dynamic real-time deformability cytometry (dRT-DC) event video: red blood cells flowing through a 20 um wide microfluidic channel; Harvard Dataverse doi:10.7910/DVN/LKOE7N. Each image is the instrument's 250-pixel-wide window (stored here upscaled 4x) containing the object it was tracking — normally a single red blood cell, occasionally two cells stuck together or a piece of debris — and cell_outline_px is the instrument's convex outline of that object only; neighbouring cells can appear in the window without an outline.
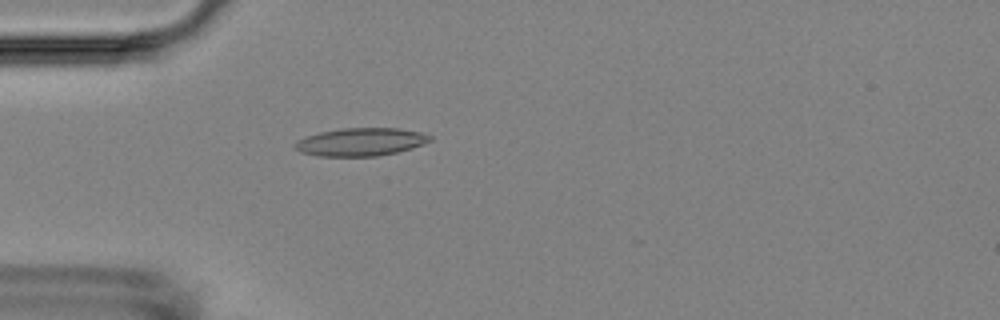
{"species": "Egyptian fruit bat (a non-hibernating species)", "species_latin": "Rousettus aegyptiacus", "temperature_condition": "room temperature", "stored_images_in_passage": 4, "camera_frame_rate_fps": 3000, "um_per_image_px": 0.085, "animal": {"sex": "female"}, "frame": {"image": 1, "passage_image": 4, "time_ms": 5.0, "image_size_px": [1000, 320], "cell_outline_px": [[432, 140], [424, 144], [412, 148], [396, 152], [376, 156], [320, 156], [300, 152], [292, 144], [296, 140], [320, 132], [340, 128], [400, 128], [420, 132], [432, 136]], "centroid_in_image_um": [30.67, 12.06], "position_along_channel_um": 54.3, "area_um2": 22.02}}